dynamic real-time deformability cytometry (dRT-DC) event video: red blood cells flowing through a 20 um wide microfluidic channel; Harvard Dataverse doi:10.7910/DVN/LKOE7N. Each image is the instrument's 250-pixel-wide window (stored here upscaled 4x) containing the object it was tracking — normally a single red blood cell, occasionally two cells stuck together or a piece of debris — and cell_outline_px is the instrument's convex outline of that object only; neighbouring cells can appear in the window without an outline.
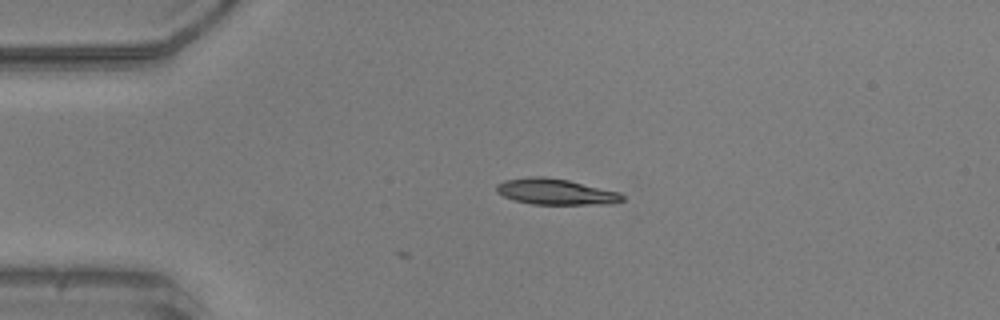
{"species": "common noctule bat (a hibernating species)", "species_latin": "Nyctalus noctula", "temperature_condition": "warm", "stored_images_in_passage": 3, "camera_frame_rate_fps": 3000, "um_per_image_px": 0.085, "animal": {"sex": "male", "body_mass_g": 20.5, "forearm_length_mm": 52.5}, "frame": {"image": 1, "passage_image": 1, "time_ms": 0.0, "image_size_px": [1000, 320], "cell_outline_px": [[624, 200], [604, 204], [532, 204], [516, 200], [504, 196], [496, 192], [496, 184], [504, 180], [528, 176], [544, 176], [568, 180], [620, 192], [624, 196]], "centroid_in_image_um": [47.2, 16.28], "position_along_channel_um": 37.8, "area_um2": 18.96}}